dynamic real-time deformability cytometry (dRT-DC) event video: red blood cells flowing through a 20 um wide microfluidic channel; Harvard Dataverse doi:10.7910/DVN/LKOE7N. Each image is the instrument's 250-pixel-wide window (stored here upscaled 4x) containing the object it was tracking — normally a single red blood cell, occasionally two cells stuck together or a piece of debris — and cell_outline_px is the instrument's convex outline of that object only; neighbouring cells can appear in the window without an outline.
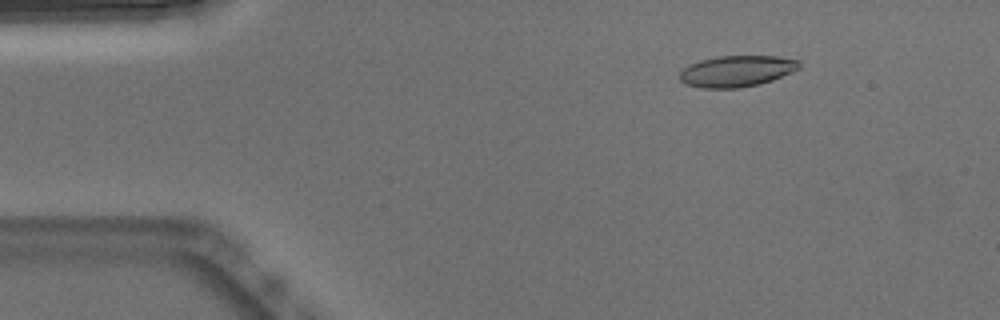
{"species": "Egyptian fruit bat (a non-hibernating species)", "species_latin": "Rousettus aegyptiacus", "temperature_condition": "warm", "stored_images_in_passage": 52, "camera_frame_rate_fps": 3000, "um_per_image_px": 0.085, "animal": {"sex": "male"}, "frame": {"image": 1, "passage_image": 7, "time_ms": 2.0, "image_size_px": [1000, 320], "cell_outline_px": [[800, 68], [792, 72], [772, 80], [760, 84], [736, 88], [700, 88], [684, 84], [680, 80], [680, 72], [688, 64], [700, 60], [716, 56], [776, 56], [800, 60]], "centroid_in_image_um": [62.61, 6.04], "position_along_channel_um": 22.4, "area_um2": 21.91}}
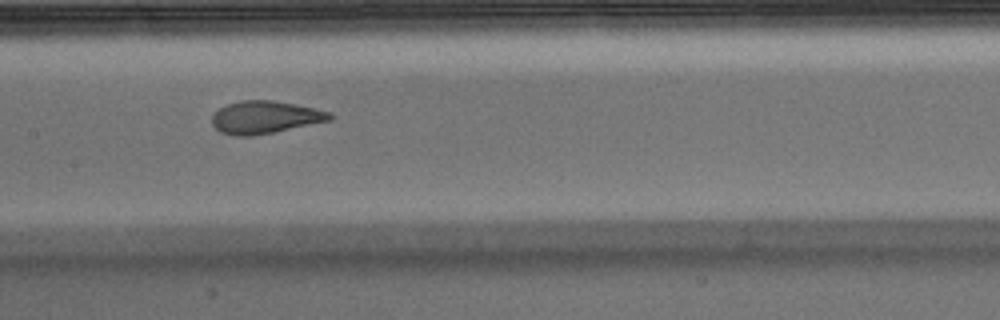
{"frame": {"image": 2, "passage_image": 25, "time_ms": 8.0, "image_size_px": [1000, 320], "cell_outline_px": [[332, 120], [252, 136], [236, 136], [220, 132], [212, 124], [212, 116], [220, 108], [228, 104], [240, 100], [272, 100], [332, 112]], "centroid_in_image_um": [22.51, 9.97], "position_along_channel_um": 184.9, "area_um2": 22.08}}
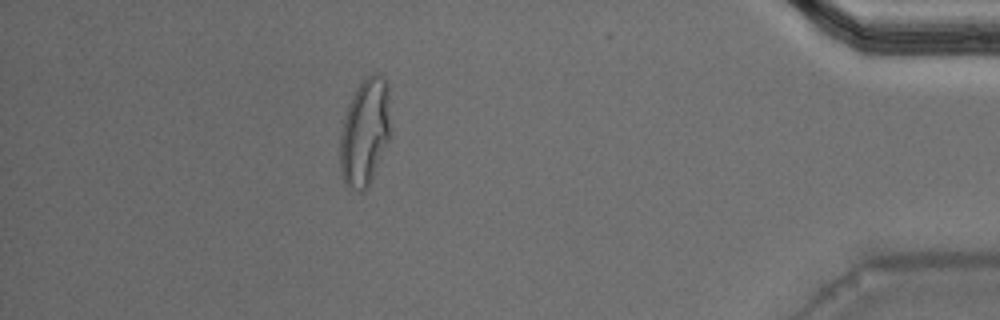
{"frame": {"image": 3, "passage_image": 46, "time_ms": 15.0, "image_size_px": [1000, 320], "cell_outline_px": [[392, 128], [388, 140], [372, 180], [368, 188], [364, 192], [360, 192], [344, 184], [340, 168], [340, 136], [344, 116], [348, 104], [356, 88], [368, 76], [376, 72], [380, 72], [388, 84]], "centroid_in_image_um": [31.04, 11.22], "position_along_channel_um": 404.2, "area_um2": 32.14}, "authors_computed_cell_mechanics": {"area_um2": 22.6287, "velocity_mm_per_s": 3.8441, "shape_relaxation_time_tau1_ms": 5.2102, "shape_relaxation_time_tau2_ms": 0.9992, "deformation_change_tau1": 0.2205, "deformation_change_tau2": 0.0597}}